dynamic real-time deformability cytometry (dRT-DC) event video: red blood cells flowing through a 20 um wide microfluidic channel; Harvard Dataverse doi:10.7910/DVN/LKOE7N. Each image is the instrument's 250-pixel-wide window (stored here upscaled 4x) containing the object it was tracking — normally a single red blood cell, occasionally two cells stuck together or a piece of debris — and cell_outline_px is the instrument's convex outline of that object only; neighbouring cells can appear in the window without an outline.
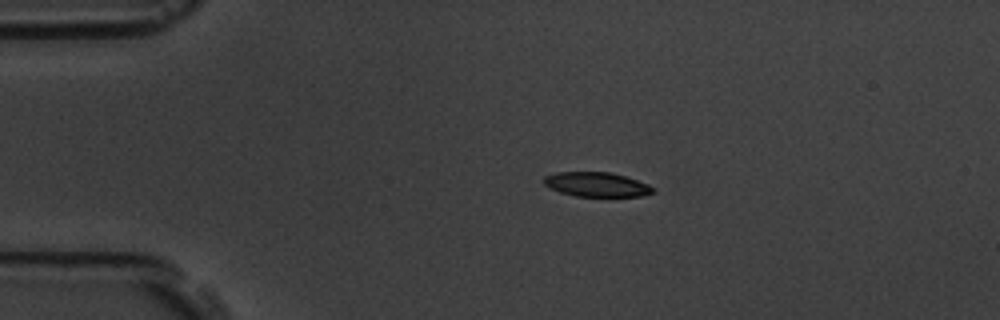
{"species": "common noctule bat (a hibernating species)", "species_latin": "Nyctalus noctula", "temperature_condition": "room temperature", "stored_images_in_passage": 7, "camera_frame_rate_fps": 3000, "um_per_image_px": 0.085, "animal": {"sex": "male", "body_mass_g": 19.5, "forearm_length_mm": 54.6}, "frame": {"image": 1, "passage_image": 4, "time_ms": 3.333, "image_size_px": [1000, 320], "cell_outline_px": [[656, 192], [644, 196], [576, 196], [560, 192], [544, 184], [544, 176], [556, 172], [608, 172], [624, 176], [648, 184], [656, 188]], "centroid_in_image_um": [50.75, 15.68], "position_along_channel_um": 34.3, "area_um2": 15.49}}
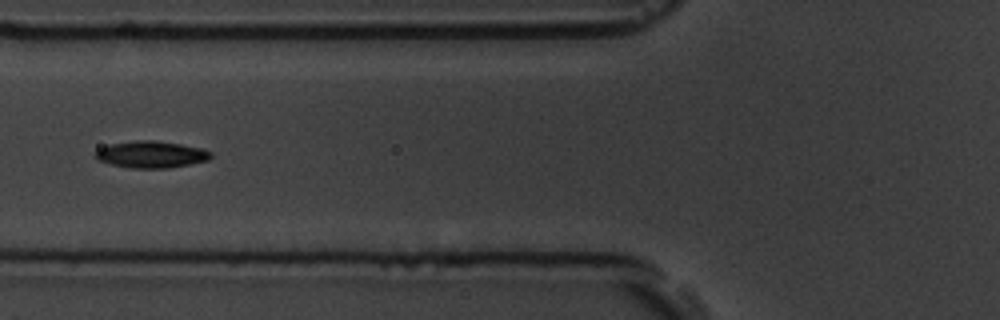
{"frame": {"image": 2, "passage_image": 7, "time_ms": 6.667, "image_size_px": [1000, 320], "cell_outline_px": [[212, 156], [208, 160], [168, 168], [132, 168], [112, 164], [100, 160], [92, 156], [92, 152], [108, 144], [136, 140], [152, 140], [180, 144], [200, 148], [212, 152]], "centroid_in_image_um": [12.8, 13.12], "position_along_channel_um": 113.0, "area_um2": 17.98}}